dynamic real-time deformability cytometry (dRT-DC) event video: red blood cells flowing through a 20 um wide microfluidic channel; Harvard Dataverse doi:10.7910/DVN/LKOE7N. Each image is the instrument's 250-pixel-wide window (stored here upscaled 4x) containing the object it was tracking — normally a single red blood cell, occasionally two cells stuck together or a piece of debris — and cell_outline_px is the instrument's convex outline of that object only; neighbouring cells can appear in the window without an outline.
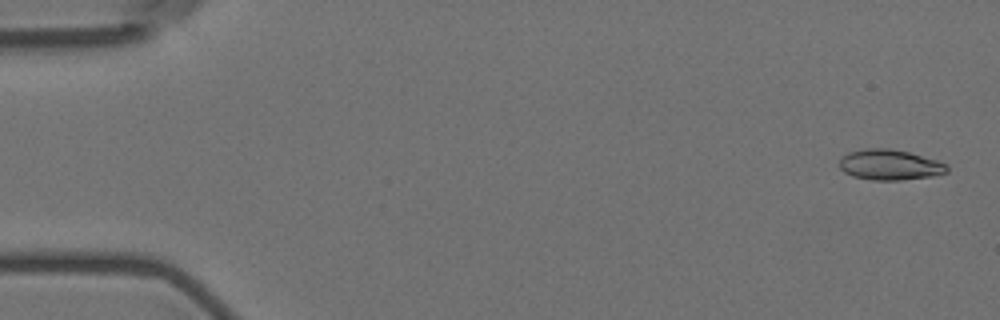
{"species": "Egyptian fruit bat (a non-hibernating species)", "species_latin": "Rousettus aegyptiacus", "temperature_condition": "room temperature", "stored_images_in_passage": 8, "camera_frame_rate_fps": 3000, "um_per_image_px": 0.085, "animal": {"sex": "female"}, "frame": {"image": 1, "passage_image": 1, "time_ms": 0.0, "image_size_px": [1000, 320], "cell_outline_px": [[948, 172], [932, 176], [900, 180], [872, 180], [852, 176], [844, 172], [840, 168], [840, 160], [848, 152], [864, 148], [888, 148], [908, 152], [936, 160], [948, 164]], "centroid_in_image_um": [75.63, 14.01], "position_along_channel_um": 9.4, "area_um2": 19.07}}
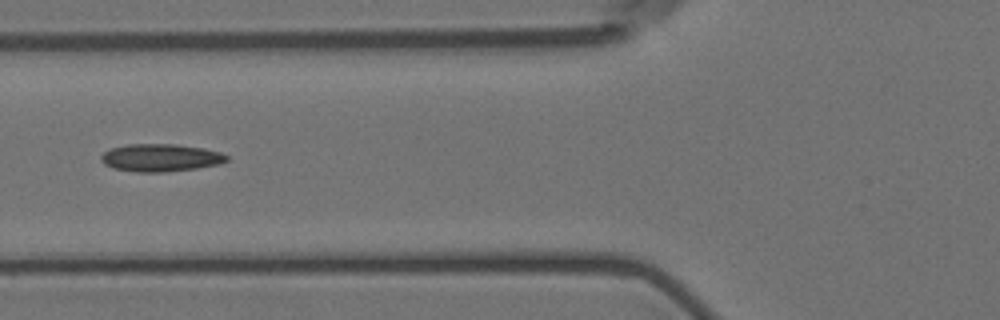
{"frame": {"image": 2, "passage_image": 6, "time_ms": 6.667, "image_size_px": [1000, 320], "cell_outline_px": [[228, 160], [220, 164], [196, 168], [164, 172], [136, 172], [112, 168], [104, 164], [100, 160], [100, 156], [108, 148], [128, 144], [176, 144], [204, 148], [220, 152], [228, 156]], "centroid_in_image_um": [13.62, 13.4], "position_along_channel_um": 112.2, "area_um2": 20.4}}
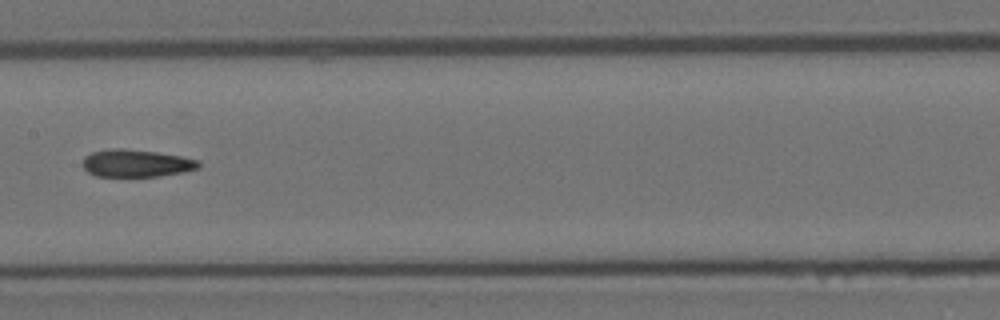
{"frame": {"image": 3, "passage_image": 8, "time_ms": 9.0, "image_size_px": [1000, 320], "cell_outline_px": [[200, 168], [184, 172], [160, 176], [96, 176], [88, 172], [84, 168], [84, 156], [92, 152], [112, 148], [124, 148], [156, 152], [184, 156], [200, 160]], "centroid_in_image_um": [11.63, 13.87], "position_along_channel_um": 195.8, "area_um2": 18.67}}